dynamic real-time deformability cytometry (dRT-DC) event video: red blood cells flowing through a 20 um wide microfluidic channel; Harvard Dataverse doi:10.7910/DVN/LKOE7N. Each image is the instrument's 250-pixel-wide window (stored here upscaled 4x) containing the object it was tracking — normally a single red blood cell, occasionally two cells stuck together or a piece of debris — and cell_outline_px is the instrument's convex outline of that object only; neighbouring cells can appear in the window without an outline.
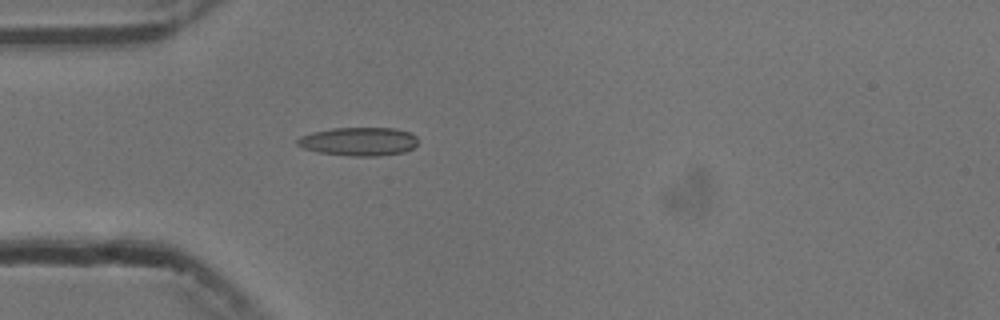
{"species": "common noctule bat (a hibernating species)", "species_latin": "Nyctalus noctula", "temperature_condition": "cold", "stored_images_in_passage": 40, "camera_frame_rate_fps": 3000, "um_per_image_px": 0.085, "animal": {"sex": "male", "body_mass_g": 13.3}, "frame": {"image": 1, "passage_image": 1, "time_ms": 0.0, "image_size_px": [1000, 320], "cell_outline_px": [[416, 144], [412, 148], [404, 152], [380, 156], [352, 156], [316, 152], [304, 148], [296, 144], [296, 140], [300, 136], [312, 132], [332, 128], [396, 128], [408, 132], [416, 136]], "centroid_in_image_um": [30.47, 12.03], "position_along_channel_um": 54.5, "area_um2": 20.06}}
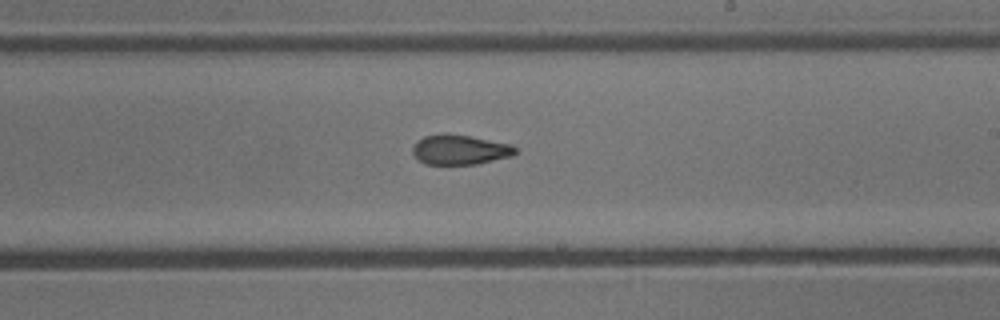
{"frame": {"image": 2, "passage_image": 17, "time_ms": 5.333, "image_size_px": [1000, 320], "cell_outline_px": [[516, 152], [512, 156], [476, 164], [424, 164], [412, 152], [412, 148], [416, 140], [424, 136], [444, 132], [448, 132], [472, 136], [512, 144], [516, 148]], "centroid_in_image_um": [39.08, 12.69], "position_along_channel_um": 249.9, "area_um2": 18.15}}
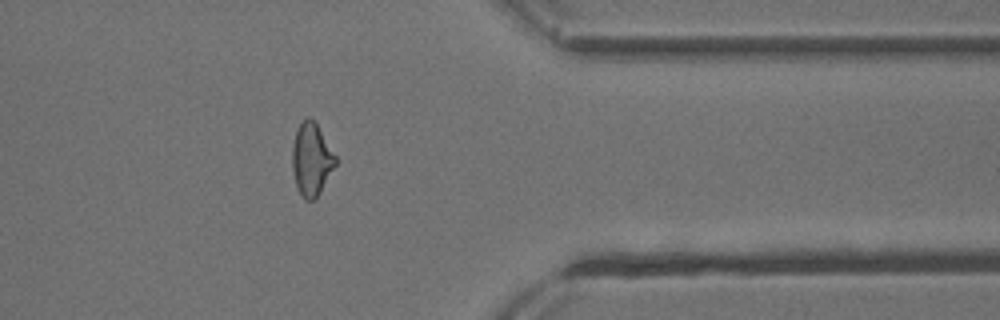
{"frame": {"image": 3, "passage_image": 29, "time_ms": 9.333, "image_size_px": [1000, 320], "cell_outline_px": [[336, 164], [320, 192], [312, 200], [304, 200], [296, 184], [292, 172], [292, 148], [296, 128], [308, 116], [316, 124], [336, 156]], "centroid_in_image_um": [26.45, 13.55], "position_along_channel_um": 384.9, "area_um2": 17.98}, "authors_computed_cell_mechanics": {"area_um2": 18.6116, "velocity_mm_per_s": 3.7646, "shape_relaxation_time_tau1_ms": 5.5232, "shape_relaxation_time_tau2_ms": 3.3539, "deformation_change_tau1": 0.1667, "deformation_change_tau2": 0.114}}